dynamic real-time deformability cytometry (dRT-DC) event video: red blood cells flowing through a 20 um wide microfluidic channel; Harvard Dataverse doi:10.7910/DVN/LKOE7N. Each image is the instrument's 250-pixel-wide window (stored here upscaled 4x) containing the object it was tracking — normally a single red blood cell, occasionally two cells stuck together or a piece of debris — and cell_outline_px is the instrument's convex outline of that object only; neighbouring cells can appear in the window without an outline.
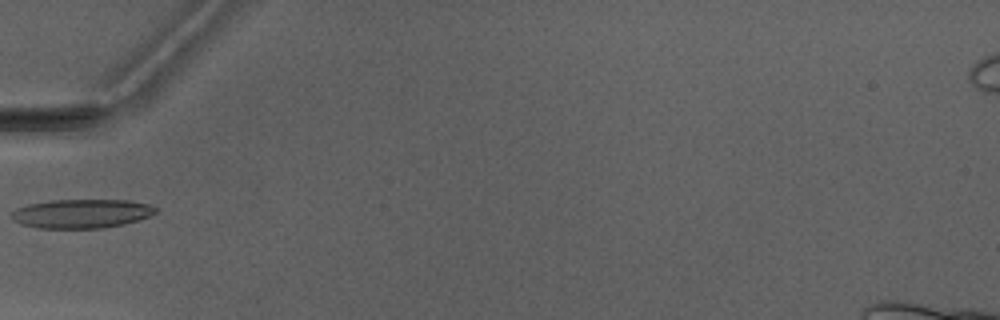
{"species": "Egyptian fruit bat (a non-hibernating species)", "species_latin": "Rousettus aegyptiacus", "temperature_condition": "warm", "stored_images_in_passage": 2, "camera_frame_rate_fps": 3000, "um_per_image_px": 0.085, "animal": {"sex": "male"}, "frame": {"image": 1, "passage_image": 1, "time_ms": 0.0, "image_size_px": [1000, 320], "cell_outline_px": [[156, 212], [148, 216], [124, 224], [104, 228], [36, 228], [20, 224], [12, 220], [12, 212], [16, 208], [28, 204], [48, 200], [128, 200], [148, 204], [156, 208]], "centroid_in_image_um": [6.88, 18.15], "position_along_channel_um": 78.1, "area_um2": 24.33}}
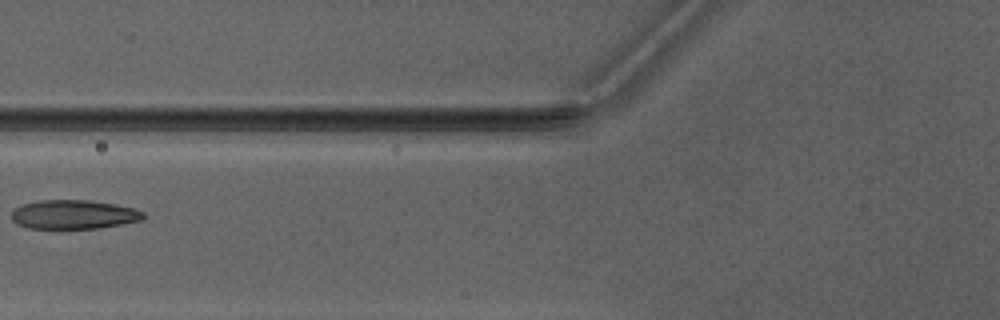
{"frame": {"image": 2, "passage_image": 2, "time_ms": 1.0, "image_size_px": [1000, 320], "cell_outline_px": [[144, 216], [140, 220], [120, 224], [96, 228], [28, 228], [16, 224], [12, 220], [12, 212], [16, 208], [24, 204], [40, 200], [88, 200], [116, 204], [132, 208], [144, 212]], "centroid_in_image_um": [6.24, 18.23], "position_along_channel_um": 119.6, "area_um2": 22.02}}